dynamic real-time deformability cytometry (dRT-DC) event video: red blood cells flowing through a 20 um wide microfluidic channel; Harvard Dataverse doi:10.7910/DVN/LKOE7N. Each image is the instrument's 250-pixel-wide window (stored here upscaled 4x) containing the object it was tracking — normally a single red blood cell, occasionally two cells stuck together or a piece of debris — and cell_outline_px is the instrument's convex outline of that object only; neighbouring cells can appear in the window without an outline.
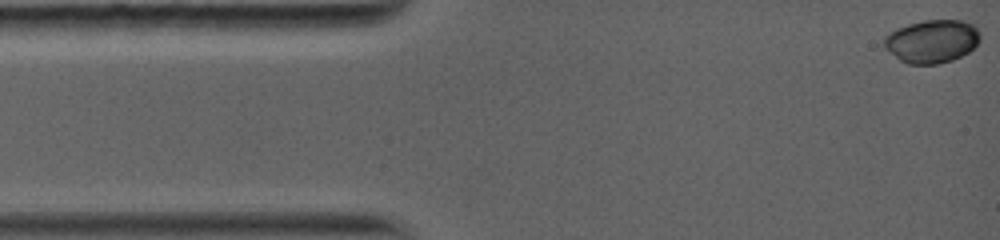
{"species": "common noctule bat (a hibernating species)", "species_latin": "Nyctalus noctula", "temperature_condition": "warm", "stored_images_in_passage": 11, "camera_frame_rate_fps": 5000, "um_per_image_px": 0.085, "animal": {"sex": "female", "body_mass_g": 19.0, "forearm_length_mm": 56.7}, "frame": {"image": 1, "passage_image": 1, "time_ms": 0.0, "image_size_px": [1000, 240], "cell_outline_px": [[980, 40], [968, 52], [952, 60], [936, 64], [908, 64], [900, 60], [884, 48], [884, 36], [888, 32], [896, 28], [908, 24], [924, 20], [964, 20], [972, 24], [980, 32]], "centroid_in_image_um": [79.19, 3.5], "position_along_channel_um": 5.8, "area_um2": 24.22}}